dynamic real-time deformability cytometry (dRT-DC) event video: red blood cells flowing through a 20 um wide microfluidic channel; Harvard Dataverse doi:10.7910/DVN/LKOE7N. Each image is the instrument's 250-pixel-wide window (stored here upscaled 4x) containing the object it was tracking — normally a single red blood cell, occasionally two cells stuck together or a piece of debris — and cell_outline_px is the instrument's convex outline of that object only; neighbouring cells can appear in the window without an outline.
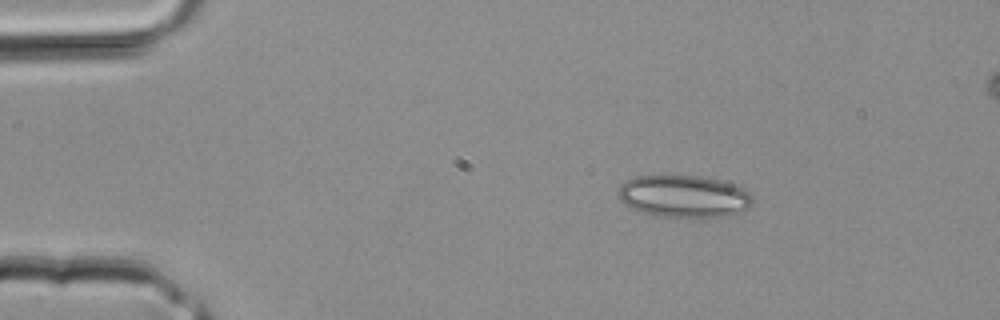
{"species": "common noctule bat (a hibernating species)", "species_latin": "Nyctalus noctula", "temperature_condition": "room temperature", "stored_images_in_passage": 3, "segment_of_instrument_passage": [1, 2], "camera_frame_rate_fps": 3000, "um_per_image_px": 0.085, "animal": {"sex": "male", "body_mass_g": 20.4}, "frame": {"image": 1, "passage_image": 1, "time_ms": 0.0, "image_size_px": [1000, 320], "cell_outline_px": [[752, 204], [748, 208], [732, 216], [692, 220], [660, 216], [640, 212], [624, 204], [620, 200], [616, 192], [620, 184], [624, 180], [636, 176], [700, 176], [720, 180], [732, 184], [748, 192], [752, 196]], "centroid_in_image_um": [58.11, 16.73], "position_along_channel_um": 26.9, "area_um2": 33.99}}